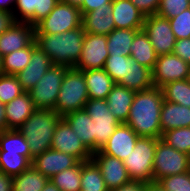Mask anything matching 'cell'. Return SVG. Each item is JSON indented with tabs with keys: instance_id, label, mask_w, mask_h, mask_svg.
Here are the masks:
<instances>
[{
	"instance_id": "53",
	"label": "cell",
	"mask_w": 190,
	"mask_h": 191,
	"mask_svg": "<svg viewBox=\"0 0 190 191\" xmlns=\"http://www.w3.org/2000/svg\"><path fill=\"white\" fill-rule=\"evenodd\" d=\"M59 2L70 4L72 6L80 8L82 6L83 0H58Z\"/></svg>"
},
{
	"instance_id": "10",
	"label": "cell",
	"mask_w": 190,
	"mask_h": 191,
	"mask_svg": "<svg viewBox=\"0 0 190 191\" xmlns=\"http://www.w3.org/2000/svg\"><path fill=\"white\" fill-rule=\"evenodd\" d=\"M143 31L148 35L157 56L173 53L176 38L169 19L157 14L146 16Z\"/></svg>"
},
{
	"instance_id": "49",
	"label": "cell",
	"mask_w": 190,
	"mask_h": 191,
	"mask_svg": "<svg viewBox=\"0 0 190 191\" xmlns=\"http://www.w3.org/2000/svg\"><path fill=\"white\" fill-rule=\"evenodd\" d=\"M16 4V0H0V10L9 12L14 15L13 5ZM11 6V7H10Z\"/></svg>"
},
{
	"instance_id": "45",
	"label": "cell",
	"mask_w": 190,
	"mask_h": 191,
	"mask_svg": "<svg viewBox=\"0 0 190 191\" xmlns=\"http://www.w3.org/2000/svg\"><path fill=\"white\" fill-rule=\"evenodd\" d=\"M113 0H83L82 6L79 8L81 14L104 7V4H111Z\"/></svg>"
},
{
	"instance_id": "36",
	"label": "cell",
	"mask_w": 190,
	"mask_h": 191,
	"mask_svg": "<svg viewBox=\"0 0 190 191\" xmlns=\"http://www.w3.org/2000/svg\"><path fill=\"white\" fill-rule=\"evenodd\" d=\"M50 180L60 191H81V162L79 161L74 167L57 173Z\"/></svg>"
},
{
	"instance_id": "24",
	"label": "cell",
	"mask_w": 190,
	"mask_h": 191,
	"mask_svg": "<svg viewBox=\"0 0 190 191\" xmlns=\"http://www.w3.org/2000/svg\"><path fill=\"white\" fill-rule=\"evenodd\" d=\"M135 93L132 89L115 84L106 98L111 113L120 123H126Z\"/></svg>"
},
{
	"instance_id": "11",
	"label": "cell",
	"mask_w": 190,
	"mask_h": 191,
	"mask_svg": "<svg viewBox=\"0 0 190 191\" xmlns=\"http://www.w3.org/2000/svg\"><path fill=\"white\" fill-rule=\"evenodd\" d=\"M190 78V64L171 54L157 56L152 70L154 87L161 88L166 83Z\"/></svg>"
},
{
	"instance_id": "47",
	"label": "cell",
	"mask_w": 190,
	"mask_h": 191,
	"mask_svg": "<svg viewBox=\"0 0 190 191\" xmlns=\"http://www.w3.org/2000/svg\"><path fill=\"white\" fill-rule=\"evenodd\" d=\"M14 23L13 14L0 10V35Z\"/></svg>"
},
{
	"instance_id": "50",
	"label": "cell",
	"mask_w": 190,
	"mask_h": 191,
	"mask_svg": "<svg viewBox=\"0 0 190 191\" xmlns=\"http://www.w3.org/2000/svg\"><path fill=\"white\" fill-rule=\"evenodd\" d=\"M5 105L0 101V132L6 130V122H5Z\"/></svg>"
},
{
	"instance_id": "29",
	"label": "cell",
	"mask_w": 190,
	"mask_h": 191,
	"mask_svg": "<svg viewBox=\"0 0 190 191\" xmlns=\"http://www.w3.org/2000/svg\"><path fill=\"white\" fill-rule=\"evenodd\" d=\"M140 30L135 29H114L107 35V48L109 55L130 56V48L135 35Z\"/></svg>"
},
{
	"instance_id": "42",
	"label": "cell",
	"mask_w": 190,
	"mask_h": 191,
	"mask_svg": "<svg viewBox=\"0 0 190 191\" xmlns=\"http://www.w3.org/2000/svg\"><path fill=\"white\" fill-rule=\"evenodd\" d=\"M169 23L176 40L190 38V8L169 19Z\"/></svg>"
},
{
	"instance_id": "32",
	"label": "cell",
	"mask_w": 190,
	"mask_h": 191,
	"mask_svg": "<svg viewBox=\"0 0 190 191\" xmlns=\"http://www.w3.org/2000/svg\"><path fill=\"white\" fill-rule=\"evenodd\" d=\"M37 46L35 40L26 48L11 52L2 57L3 74L16 75L30 62L33 49Z\"/></svg>"
},
{
	"instance_id": "23",
	"label": "cell",
	"mask_w": 190,
	"mask_h": 191,
	"mask_svg": "<svg viewBox=\"0 0 190 191\" xmlns=\"http://www.w3.org/2000/svg\"><path fill=\"white\" fill-rule=\"evenodd\" d=\"M36 110L28 92L5 104L6 129H18Z\"/></svg>"
},
{
	"instance_id": "39",
	"label": "cell",
	"mask_w": 190,
	"mask_h": 191,
	"mask_svg": "<svg viewBox=\"0 0 190 191\" xmlns=\"http://www.w3.org/2000/svg\"><path fill=\"white\" fill-rule=\"evenodd\" d=\"M24 92L16 75H0V101L2 104L11 102Z\"/></svg>"
},
{
	"instance_id": "54",
	"label": "cell",
	"mask_w": 190,
	"mask_h": 191,
	"mask_svg": "<svg viewBox=\"0 0 190 191\" xmlns=\"http://www.w3.org/2000/svg\"><path fill=\"white\" fill-rule=\"evenodd\" d=\"M3 74V69H2V56L0 55V75Z\"/></svg>"
},
{
	"instance_id": "46",
	"label": "cell",
	"mask_w": 190,
	"mask_h": 191,
	"mask_svg": "<svg viewBox=\"0 0 190 191\" xmlns=\"http://www.w3.org/2000/svg\"><path fill=\"white\" fill-rule=\"evenodd\" d=\"M146 182L131 180L129 183L120 186L111 191H145Z\"/></svg>"
},
{
	"instance_id": "22",
	"label": "cell",
	"mask_w": 190,
	"mask_h": 191,
	"mask_svg": "<svg viewBox=\"0 0 190 191\" xmlns=\"http://www.w3.org/2000/svg\"><path fill=\"white\" fill-rule=\"evenodd\" d=\"M82 27L85 33L108 35L115 29L111 4L82 15Z\"/></svg>"
},
{
	"instance_id": "9",
	"label": "cell",
	"mask_w": 190,
	"mask_h": 191,
	"mask_svg": "<svg viewBox=\"0 0 190 191\" xmlns=\"http://www.w3.org/2000/svg\"><path fill=\"white\" fill-rule=\"evenodd\" d=\"M84 110L95 122V152H97L121 123L111 113L106 99H88Z\"/></svg>"
},
{
	"instance_id": "17",
	"label": "cell",
	"mask_w": 190,
	"mask_h": 191,
	"mask_svg": "<svg viewBox=\"0 0 190 191\" xmlns=\"http://www.w3.org/2000/svg\"><path fill=\"white\" fill-rule=\"evenodd\" d=\"M78 162L76 157L50 148L36 155L33 158L32 166L50 179L57 173L74 167Z\"/></svg>"
},
{
	"instance_id": "33",
	"label": "cell",
	"mask_w": 190,
	"mask_h": 191,
	"mask_svg": "<svg viewBox=\"0 0 190 191\" xmlns=\"http://www.w3.org/2000/svg\"><path fill=\"white\" fill-rule=\"evenodd\" d=\"M49 179L33 166L13 177L12 191H41Z\"/></svg>"
},
{
	"instance_id": "40",
	"label": "cell",
	"mask_w": 190,
	"mask_h": 191,
	"mask_svg": "<svg viewBox=\"0 0 190 191\" xmlns=\"http://www.w3.org/2000/svg\"><path fill=\"white\" fill-rule=\"evenodd\" d=\"M158 183L165 191H190V171L164 177Z\"/></svg>"
},
{
	"instance_id": "31",
	"label": "cell",
	"mask_w": 190,
	"mask_h": 191,
	"mask_svg": "<svg viewBox=\"0 0 190 191\" xmlns=\"http://www.w3.org/2000/svg\"><path fill=\"white\" fill-rule=\"evenodd\" d=\"M81 191H109L101 171L91 159L81 162Z\"/></svg>"
},
{
	"instance_id": "16",
	"label": "cell",
	"mask_w": 190,
	"mask_h": 191,
	"mask_svg": "<svg viewBox=\"0 0 190 191\" xmlns=\"http://www.w3.org/2000/svg\"><path fill=\"white\" fill-rule=\"evenodd\" d=\"M138 138L129 125L121 123L100 150L123 161L133 151Z\"/></svg>"
},
{
	"instance_id": "30",
	"label": "cell",
	"mask_w": 190,
	"mask_h": 191,
	"mask_svg": "<svg viewBox=\"0 0 190 191\" xmlns=\"http://www.w3.org/2000/svg\"><path fill=\"white\" fill-rule=\"evenodd\" d=\"M0 151H8L21 154L31 162L33 156L29 144L18 129H6L0 132Z\"/></svg>"
},
{
	"instance_id": "48",
	"label": "cell",
	"mask_w": 190,
	"mask_h": 191,
	"mask_svg": "<svg viewBox=\"0 0 190 191\" xmlns=\"http://www.w3.org/2000/svg\"><path fill=\"white\" fill-rule=\"evenodd\" d=\"M13 177L0 172V191H12Z\"/></svg>"
},
{
	"instance_id": "25",
	"label": "cell",
	"mask_w": 190,
	"mask_h": 191,
	"mask_svg": "<svg viewBox=\"0 0 190 191\" xmlns=\"http://www.w3.org/2000/svg\"><path fill=\"white\" fill-rule=\"evenodd\" d=\"M160 126L162 134L171 129L190 127V107L164 100L160 114Z\"/></svg>"
},
{
	"instance_id": "3",
	"label": "cell",
	"mask_w": 190,
	"mask_h": 191,
	"mask_svg": "<svg viewBox=\"0 0 190 191\" xmlns=\"http://www.w3.org/2000/svg\"><path fill=\"white\" fill-rule=\"evenodd\" d=\"M61 119L54 109H36L18 128L29 144L33 157L52 147V138Z\"/></svg>"
},
{
	"instance_id": "8",
	"label": "cell",
	"mask_w": 190,
	"mask_h": 191,
	"mask_svg": "<svg viewBox=\"0 0 190 191\" xmlns=\"http://www.w3.org/2000/svg\"><path fill=\"white\" fill-rule=\"evenodd\" d=\"M67 69L66 66L52 65L37 82V85L28 91L36 109L55 108Z\"/></svg>"
},
{
	"instance_id": "4",
	"label": "cell",
	"mask_w": 190,
	"mask_h": 191,
	"mask_svg": "<svg viewBox=\"0 0 190 191\" xmlns=\"http://www.w3.org/2000/svg\"><path fill=\"white\" fill-rule=\"evenodd\" d=\"M88 99L84 73L75 68H68L60 87L55 112L63 117L67 113L84 109Z\"/></svg>"
},
{
	"instance_id": "28",
	"label": "cell",
	"mask_w": 190,
	"mask_h": 191,
	"mask_svg": "<svg viewBox=\"0 0 190 191\" xmlns=\"http://www.w3.org/2000/svg\"><path fill=\"white\" fill-rule=\"evenodd\" d=\"M119 85L134 91H144L154 87L152 70L131 60L128 63L127 80H122Z\"/></svg>"
},
{
	"instance_id": "18",
	"label": "cell",
	"mask_w": 190,
	"mask_h": 191,
	"mask_svg": "<svg viewBox=\"0 0 190 191\" xmlns=\"http://www.w3.org/2000/svg\"><path fill=\"white\" fill-rule=\"evenodd\" d=\"M53 65L47 54L36 46L31 54L29 64L16 77L25 92L37 85V82Z\"/></svg>"
},
{
	"instance_id": "43",
	"label": "cell",
	"mask_w": 190,
	"mask_h": 191,
	"mask_svg": "<svg viewBox=\"0 0 190 191\" xmlns=\"http://www.w3.org/2000/svg\"><path fill=\"white\" fill-rule=\"evenodd\" d=\"M130 2L142 13L144 16L155 15L159 8L160 0H130Z\"/></svg>"
},
{
	"instance_id": "2",
	"label": "cell",
	"mask_w": 190,
	"mask_h": 191,
	"mask_svg": "<svg viewBox=\"0 0 190 191\" xmlns=\"http://www.w3.org/2000/svg\"><path fill=\"white\" fill-rule=\"evenodd\" d=\"M85 32L80 26L61 34H35L37 46L51 59L53 65L74 68L81 56Z\"/></svg>"
},
{
	"instance_id": "44",
	"label": "cell",
	"mask_w": 190,
	"mask_h": 191,
	"mask_svg": "<svg viewBox=\"0 0 190 191\" xmlns=\"http://www.w3.org/2000/svg\"><path fill=\"white\" fill-rule=\"evenodd\" d=\"M173 54L190 64V38L176 40Z\"/></svg>"
},
{
	"instance_id": "7",
	"label": "cell",
	"mask_w": 190,
	"mask_h": 191,
	"mask_svg": "<svg viewBox=\"0 0 190 191\" xmlns=\"http://www.w3.org/2000/svg\"><path fill=\"white\" fill-rule=\"evenodd\" d=\"M82 26L78 7L58 2L50 14L35 25V34H61Z\"/></svg>"
},
{
	"instance_id": "38",
	"label": "cell",
	"mask_w": 190,
	"mask_h": 191,
	"mask_svg": "<svg viewBox=\"0 0 190 191\" xmlns=\"http://www.w3.org/2000/svg\"><path fill=\"white\" fill-rule=\"evenodd\" d=\"M161 139L174 149L190 156V127H182L165 131Z\"/></svg>"
},
{
	"instance_id": "34",
	"label": "cell",
	"mask_w": 190,
	"mask_h": 191,
	"mask_svg": "<svg viewBox=\"0 0 190 191\" xmlns=\"http://www.w3.org/2000/svg\"><path fill=\"white\" fill-rule=\"evenodd\" d=\"M161 89L164 100L190 107V79L166 83Z\"/></svg>"
},
{
	"instance_id": "52",
	"label": "cell",
	"mask_w": 190,
	"mask_h": 191,
	"mask_svg": "<svg viewBox=\"0 0 190 191\" xmlns=\"http://www.w3.org/2000/svg\"><path fill=\"white\" fill-rule=\"evenodd\" d=\"M41 191H60L59 188L54 185L49 179Z\"/></svg>"
},
{
	"instance_id": "13",
	"label": "cell",
	"mask_w": 190,
	"mask_h": 191,
	"mask_svg": "<svg viewBox=\"0 0 190 191\" xmlns=\"http://www.w3.org/2000/svg\"><path fill=\"white\" fill-rule=\"evenodd\" d=\"M52 149L76 157L80 162L91 160L92 153L85 147L81 139L62 118L52 138Z\"/></svg>"
},
{
	"instance_id": "37",
	"label": "cell",
	"mask_w": 190,
	"mask_h": 191,
	"mask_svg": "<svg viewBox=\"0 0 190 191\" xmlns=\"http://www.w3.org/2000/svg\"><path fill=\"white\" fill-rule=\"evenodd\" d=\"M131 60L130 56L109 55L103 69L115 84H119L122 80H127L128 63Z\"/></svg>"
},
{
	"instance_id": "21",
	"label": "cell",
	"mask_w": 190,
	"mask_h": 191,
	"mask_svg": "<svg viewBox=\"0 0 190 191\" xmlns=\"http://www.w3.org/2000/svg\"><path fill=\"white\" fill-rule=\"evenodd\" d=\"M62 118L93 154L95 152V122L90 115L84 109H81L67 113Z\"/></svg>"
},
{
	"instance_id": "41",
	"label": "cell",
	"mask_w": 190,
	"mask_h": 191,
	"mask_svg": "<svg viewBox=\"0 0 190 191\" xmlns=\"http://www.w3.org/2000/svg\"><path fill=\"white\" fill-rule=\"evenodd\" d=\"M190 8V0H160L157 15L171 19Z\"/></svg>"
},
{
	"instance_id": "5",
	"label": "cell",
	"mask_w": 190,
	"mask_h": 191,
	"mask_svg": "<svg viewBox=\"0 0 190 191\" xmlns=\"http://www.w3.org/2000/svg\"><path fill=\"white\" fill-rule=\"evenodd\" d=\"M157 138L139 137L133 151L123 160L131 180L153 182Z\"/></svg>"
},
{
	"instance_id": "15",
	"label": "cell",
	"mask_w": 190,
	"mask_h": 191,
	"mask_svg": "<svg viewBox=\"0 0 190 191\" xmlns=\"http://www.w3.org/2000/svg\"><path fill=\"white\" fill-rule=\"evenodd\" d=\"M35 40V26L27 22H15L0 35V55L28 47Z\"/></svg>"
},
{
	"instance_id": "1",
	"label": "cell",
	"mask_w": 190,
	"mask_h": 191,
	"mask_svg": "<svg viewBox=\"0 0 190 191\" xmlns=\"http://www.w3.org/2000/svg\"><path fill=\"white\" fill-rule=\"evenodd\" d=\"M163 101V92L159 87L136 91L125 124L139 137L161 138L160 114Z\"/></svg>"
},
{
	"instance_id": "12",
	"label": "cell",
	"mask_w": 190,
	"mask_h": 191,
	"mask_svg": "<svg viewBox=\"0 0 190 191\" xmlns=\"http://www.w3.org/2000/svg\"><path fill=\"white\" fill-rule=\"evenodd\" d=\"M108 56L107 35L85 33L81 56L74 68L80 71L102 69Z\"/></svg>"
},
{
	"instance_id": "27",
	"label": "cell",
	"mask_w": 190,
	"mask_h": 191,
	"mask_svg": "<svg viewBox=\"0 0 190 191\" xmlns=\"http://www.w3.org/2000/svg\"><path fill=\"white\" fill-rule=\"evenodd\" d=\"M130 57L140 65L151 70L155 66L157 55L153 45L150 43L148 35L143 30H140L134 37L130 48Z\"/></svg>"
},
{
	"instance_id": "26",
	"label": "cell",
	"mask_w": 190,
	"mask_h": 191,
	"mask_svg": "<svg viewBox=\"0 0 190 191\" xmlns=\"http://www.w3.org/2000/svg\"><path fill=\"white\" fill-rule=\"evenodd\" d=\"M87 85L89 99H106L115 82L102 69L82 71Z\"/></svg>"
},
{
	"instance_id": "35",
	"label": "cell",
	"mask_w": 190,
	"mask_h": 191,
	"mask_svg": "<svg viewBox=\"0 0 190 191\" xmlns=\"http://www.w3.org/2000/svg\"><path fill=\"white\" fill-rule=\"evenodd\" d=\"M31 166L32 162L21 154L0 151V170L8 176H17Z\"/></svg>"
},
{
	"instance_id": "14",
	"label": "cell",
	"mask_w": 190,
	"mask_h": 191,
	"mask_svg": "<svg viewBox=\"0 0 190 191\" xmlns=\"http://www.w3.org/2000/svg\"><path fill=\"white\" fill-rule=\"evenodd\" d=\"M91 159L99 167L109 191L131 181L122 160L104 154L101 150L94 152Z\"/></svg>"
},
{
	"instance_id": "20",
	"label": "cell",
	"mask_w": 190,
	"mask_h": 191,
	"mask_svg": "<svg viewBox=\"0 0 190 191\" xmlns=\"http://www.w3.org/2000/svg\"><path fill=\"white\" fill-rule=\"evenodd\" d=\"M111 6L116 29L143 30L145 16L130 0H113Z\"/></svg>"
},
{
	"instance_id": "19",
	"label": "cell",
	"mask_w": 190,
	"mask_h": 191,
	"mask_svg": "<svg viewBox=\"0 0 190 191\" xmlns=\"http://www.w3.org/2000/svg\"><path fill=\"white\" fill-rule=\"evenodd\" d=\"M58 0H16L13 17L15 22H27L36 25L43 18L47 17L53 10ZM21 17V18H20Z\"/></svg>"
},
{
	"instance_id": "51",
	"label": "cell",
	"mask_w": 190,
	"mask_h": 191,
	"mask_svg": "<svg viewBox=\"0 0 190 191\" xmlns=\"http://www.w3.org/2000/svg\"><path fill=\"white\" fill-rule=\"evenodd\" d=\"M145 191H165L158 182L146 183Z\"/></svg>"
},
{
	"instance_id": "6",
	"label": "cell",
	"mask_w": 190,
	"mask_h": 191,
	"mask_svg": "<svg viewBox=\"0 0 190 191\" xmlns=\"http://www.w3.org/2000/svg\"><path fill=\"white\" fill-rule=\"evenodd\" d=\"M188 171H190V156L174 149L161 138H157L153 163V182Z\"/></svg>"
}]
</instances>
